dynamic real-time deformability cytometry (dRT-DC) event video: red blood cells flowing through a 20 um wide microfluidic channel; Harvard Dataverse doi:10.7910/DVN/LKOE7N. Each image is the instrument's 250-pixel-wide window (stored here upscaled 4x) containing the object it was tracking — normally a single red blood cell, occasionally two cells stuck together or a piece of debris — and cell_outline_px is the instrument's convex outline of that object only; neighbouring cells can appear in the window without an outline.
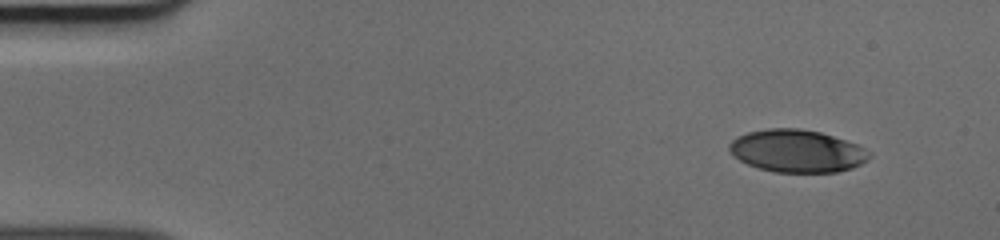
{"species": "human", "species_latin": "Homo sapiens", "temperature_condition": "cold", "stored_images_in_passage": 47, "camera_frame_rate_fps": 3000, "um_per_image_px": 0.085, "donor": {"sex": "male"}, "frame": {"image": 1, "passage_image": 1, "time_ms": 0.0, "image_size_px": [1000, 240], "cell_outline_px": [[868, 160], [852, 168], [836, 172], [772, 172], [748, 164], [732, 156], [728, 148], [728, 144], [736, 136], [748, 132], [768, 128], [800, 128], [820, 132], [856, 144], [864, 148], [868, 152]], "centroid_in_image_um": [67.69, 12.83], "position_along_channel_um": 17.3, "area_um2": 34.62}}
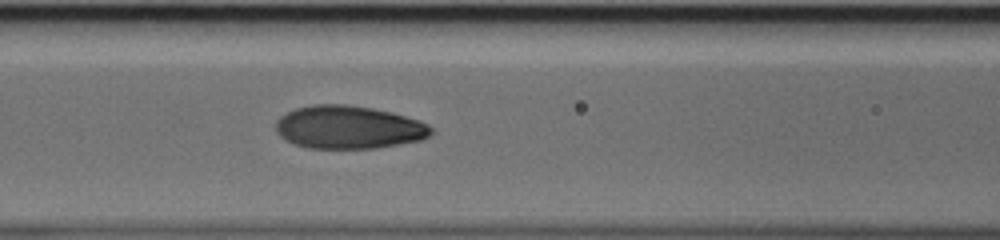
{"frame": {"image": 2, "passage_image": 18, "time_ms": 5.667, "image_size_px": [1000, 240], "cell_outline_px": [[436, 132], [420, 140], [376, 148], [308, 148], [296, 144], [280, 136], [276, 132], [276, 120], [280, 116], [296, 108], [312, 104], [344, 104], [372, 108], [392, 112], [428, 124]], "centroid_in_image_um": [29.63, 10.81], "position_along_channel_um": 137.0, "area_um2": 38.84}}
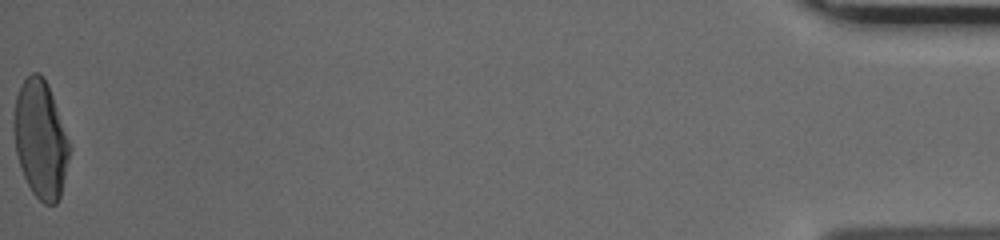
{"frame": {"image": 3, "passage_image": 47, "time_ms": 15.333, "image_size_px": [1000, 240], "cell_outline_px": [[72, 148], [60, 196], [56, 204], [44, 204], [32, 192], [24, 176], [16, 152], [12, 128], [12, 116], [16, 96], [24, 80], [32, 72], [36, 72], [48, 84]], "centroid_in_image_um": [3.44, 11.85], "position_along_channel_um": 431.8, "area_um2": 38.21}}